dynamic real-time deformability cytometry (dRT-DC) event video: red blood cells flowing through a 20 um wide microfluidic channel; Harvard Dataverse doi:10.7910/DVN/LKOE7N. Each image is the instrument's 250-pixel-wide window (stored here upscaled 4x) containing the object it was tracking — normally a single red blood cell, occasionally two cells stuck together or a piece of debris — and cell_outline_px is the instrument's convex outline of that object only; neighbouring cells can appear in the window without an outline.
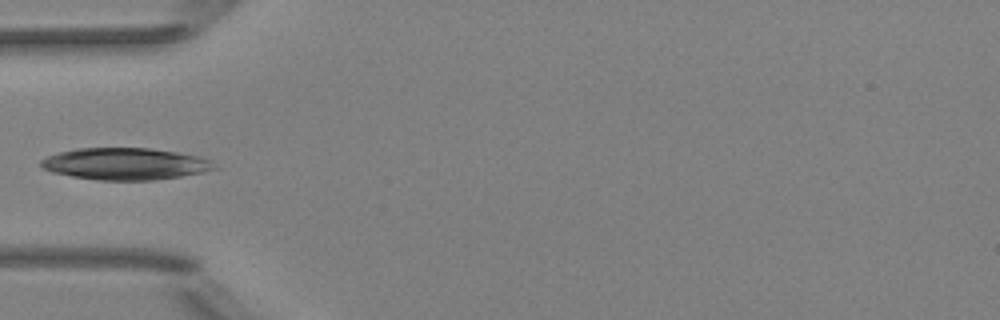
{"species": "Egyptian fruit bat (a non-hibernating species)", "species_latin": "Rousettus aegyptiacus", "temperature_condition": "room temperature", "stored_images_in_passage": 2, "camera_frame_rate_fps": 3000, "um_per_image_px": 0.085, "animal": {"sex": "female"}, "frame": {"image": 1, "passage_image": 2, "time_ms": 1.333, "image_size_px": [1000, 320], "cell_outline_px": [[220, 168], [204, 172], [180, 176], [152, 180], [96, 180], [72, 176], [52, 172], [40, 168], [40, 160], [48, 156], [60, 152], [76, 148], [148, 148], [176, 152], [196, 156], [208, 160]], "centroid_in_image_um": [10.61, 13.93], "position_along_channel_um": 74.4, "area_um2": 32.08}}